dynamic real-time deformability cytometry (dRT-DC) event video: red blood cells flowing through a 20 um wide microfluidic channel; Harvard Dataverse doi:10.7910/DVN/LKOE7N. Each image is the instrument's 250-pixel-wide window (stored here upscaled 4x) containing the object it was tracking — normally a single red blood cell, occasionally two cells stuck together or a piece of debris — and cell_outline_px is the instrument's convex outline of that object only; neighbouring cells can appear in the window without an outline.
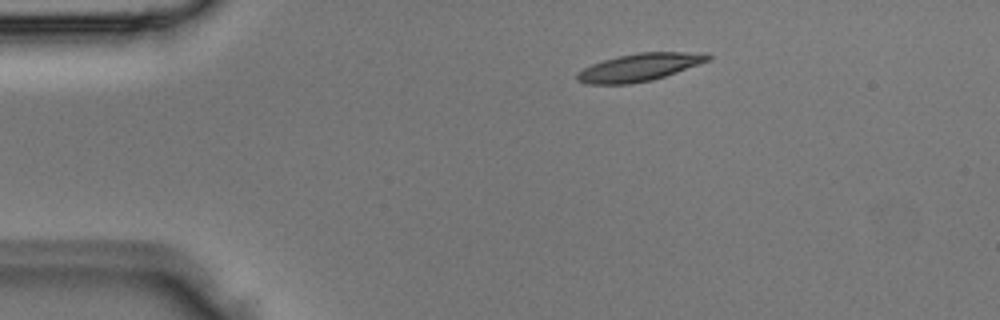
{"species": "Egyptian fruit bat (a non-hibernating species)", "species_latin": "Rousettus aegyptiacus", "temperature_condition": "room temperature", "stored_images_in_passage": 2, "camera_frame_rate_fps": 3000, "um_per_image_px": 0.085, "animal": {"sex": "male"}, "frame": {"image": 1, "passage_image": 1, "time_ms": 0.0, "image_size_px": [1000, 320], "cell_outline_px": [[712, 56], [708, 60], [676, 72], [652, 80], [632, 84], [584, 84], [576, 80], [576, 76], [584, 68], [592, 64], [604, 60], [620, 56], [640, 52], [708, 52]], "centroid_in_image_um": [54.35, 5.72], "position_along_channel_um": 30.7, "area_um2": 20.87}}